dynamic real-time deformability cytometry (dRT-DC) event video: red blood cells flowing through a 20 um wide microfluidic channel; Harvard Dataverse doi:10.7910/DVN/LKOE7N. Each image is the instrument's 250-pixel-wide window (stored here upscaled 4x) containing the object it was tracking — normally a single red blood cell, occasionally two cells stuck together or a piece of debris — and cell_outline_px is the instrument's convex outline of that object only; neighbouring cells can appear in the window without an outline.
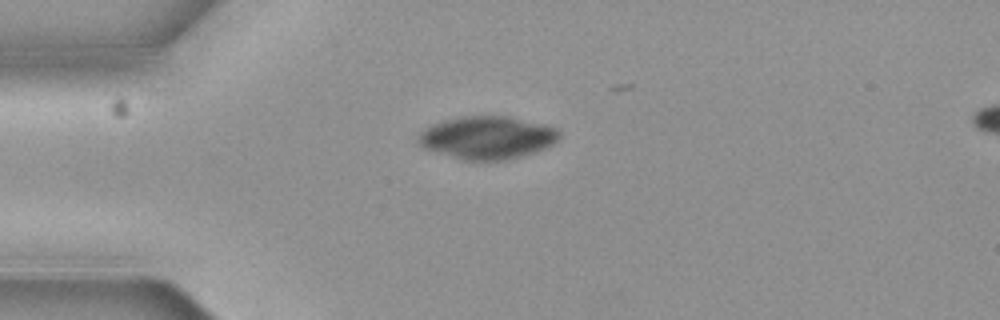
{"species": "common noctule bat (a hibernating species)", "species_latin": "Nyctalus noctula", "temperature_condition": "cold", "stored_images_in_passage": 3, "camera_frame_rate_fps": 3000, "um_per_image_px": 0.085, "animal": {"sex": "female", "body_mass_g": 19.3, "forearm_length_mm": 54.1}, "frame": {"image": 1, "passage_image": 1, "time_ms": 0.0, "image_size_px": [1000, 320], "cell_outline_px": [[560, 136], [552, 144], [544, 148], [520, 156], [504, 160], [464, 160], [424, 148], [416, 140], [420, 132], [424, 128], [432, 124], [444, 120], [464, 116], [508, 116], [544, 124], [556, 128], [560, 132]], "centroid_in_image_um": [41.39, 11.68], "position_along_channel_um": 43.6, "area_um2": 34.85}}